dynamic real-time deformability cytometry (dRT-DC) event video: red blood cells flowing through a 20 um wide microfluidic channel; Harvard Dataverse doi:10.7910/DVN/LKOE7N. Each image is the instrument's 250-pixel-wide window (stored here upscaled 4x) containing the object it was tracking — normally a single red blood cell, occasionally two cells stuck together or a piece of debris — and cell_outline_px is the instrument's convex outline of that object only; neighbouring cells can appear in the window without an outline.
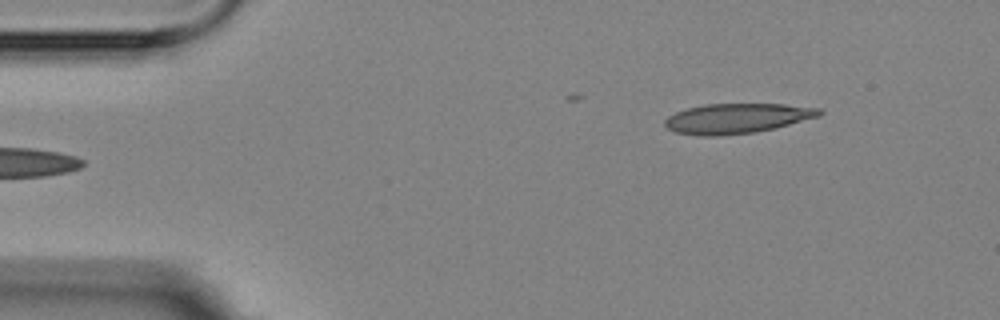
{"species": "Egyptian fruit bat (a non-hibernating species)", "species_latin": "Rousettus aegyptiacus", "temperature_condition": "room temperature", "stored_images_in_passage": 5, "segment_of_instrument_passage": [2, 2], "camera_frame_rate_fps": 3000, "um_per_image_px": 0.085, "animal": {"sex": "female"}, "frame": {"image": 1, "passage_image": 5, "time_ms": 5.667, "image_size_px": [1000, 320], "cell_outline_px": [[824, 112], [820, 116], [772, 128], [752, 132], [720, 136], [700, 136], [676, 132], [668, 128], [664, 124], [664, 120], [668, 116], [676, 112], [688, 108], [704, 104], [784, 104], [820, 108]], "centroid_in_image_um": [62.62, 10.06], "position_along_channel_um": 22.4, "area_um2": 26.76}}